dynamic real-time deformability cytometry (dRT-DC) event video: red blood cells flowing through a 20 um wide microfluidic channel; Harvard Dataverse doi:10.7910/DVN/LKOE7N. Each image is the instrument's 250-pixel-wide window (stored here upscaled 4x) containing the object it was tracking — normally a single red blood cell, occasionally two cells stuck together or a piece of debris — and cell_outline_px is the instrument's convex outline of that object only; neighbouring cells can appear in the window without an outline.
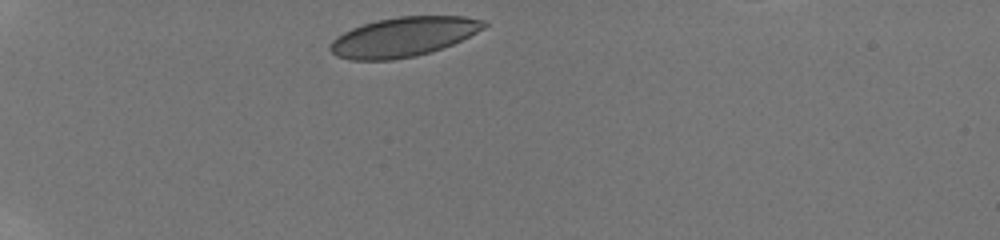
{"species": "human", "species_latin": "Homo sapiens", "temperature_condition": "room temperature", "stored_images_in_passage": 50, "camera_frame_rate_fps": 3000, "um_per_image_px": 0.085, "donor": {"sex": "male"}, "frame": {"image": 1, "passage_image": 1, "time_ms": 0.0, "image_size_px": [1000, 240], "cell_outline_px": [[488, 24], [484, 28], [452, 44], [416, 56], [392, 60], [352, 60], [336, 56], [328, 48], [332, 40], [336, 36], [352, 28], [376, 20], [400, 16], [464, 16], [484, 20]], "centroid_in_image_um": [34.25, 3.13], "position_along_channel_um": 50.7, "area_um2": 35.2}}
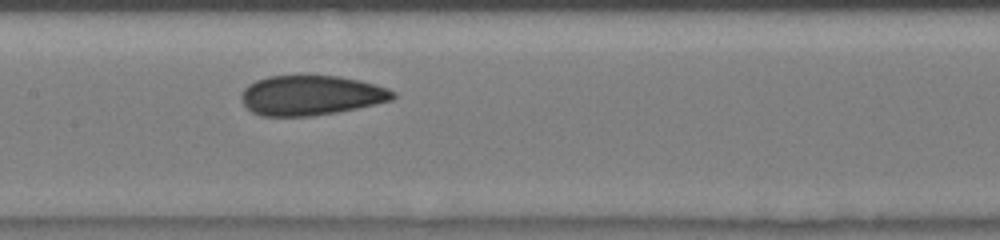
{"frame": {"image": 2, "passage_image": 17, "time_ms": 4.333, "image_size_px": [1000, 240], "cell_outline_px": [[396, 96], [392, 100], [356, 108], [336, 112], [312, 116], [260, 116], [252, 112], [240, 100], [240, 92], [248, 84], [256, 80], [268, 76], [340, 76], [360, 80], [388, 88], [396, 92]], "centroid_in_image_um": [26.41, 8.1], "position_along_channel_um": 181.0, "area_um2": 35.32}}
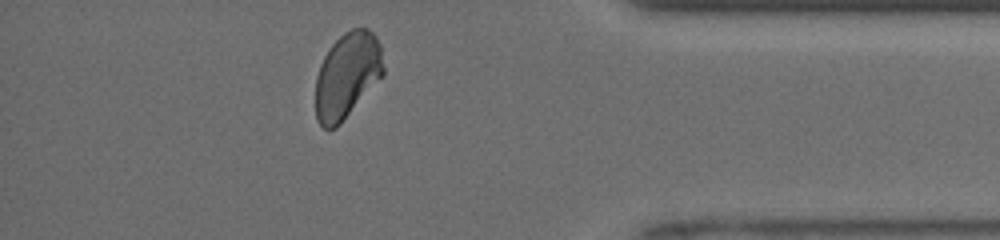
{"frame": {"image": 3, "passage_image": 41, "time_ms": 10.333, "image_size_px": [1000, 240], "cell_outline_px": [[384, 76], [340, 124], [336, 128], [324, 128], [316, 120], [316, 76], [320, 64], [324, 56], [332, 44], [344, 32], [352, 28], [368, 28], [376, 36], [380, 44], [384, 68]], "centroid_in_image_um": [29.52, 6.41], "position_along_channel_um": 405.7, "area_um2": 34.16}, "authors_computed_cell_mechanics": {"area_um2": 35.0268, "velocity_mm_per_s": 4.0651, "shape_relaxation_time_tau1_ms": 3.8552, "shape_relaxation_time_tau2_ms": 0.6604, "deformation_change_tau1": 0.1, "deformation_change_tau2": 0.0421}}